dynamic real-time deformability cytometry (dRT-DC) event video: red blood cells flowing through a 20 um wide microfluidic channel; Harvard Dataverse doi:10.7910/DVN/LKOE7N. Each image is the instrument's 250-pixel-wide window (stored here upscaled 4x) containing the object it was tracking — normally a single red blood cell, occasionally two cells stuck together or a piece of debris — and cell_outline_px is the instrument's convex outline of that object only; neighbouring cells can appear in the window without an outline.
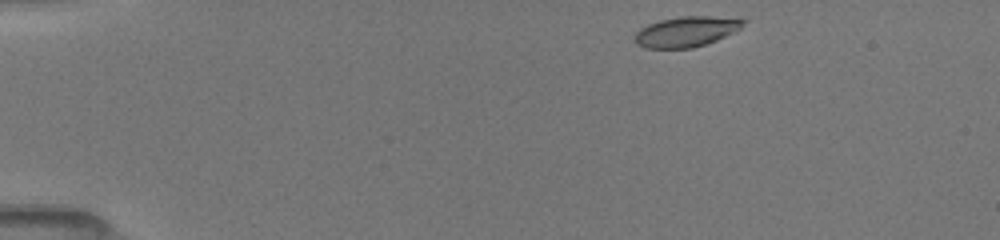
{"species": "common noctule bat (a hibernating species)", "species_latin": "Nyctalus noctula", "temperature_condition": "room temperature", "stored_images_in_passage": 44, "camera_frame_rate_fps": 3000, "um_per_image_px": 0.085, "animal": {"sex": "female", "body_mass_g": 19.5, "forearm_length_mm": 54.1}, "frame": {"image": 1, "passage_image": 1, "time_ms": 0.0, "image_size_px": [1000, 240], "cell_outline_px": [[748, 20], [740, 28], [716, 40], [692, 48], [644, 48], [636, 44], [632, 36], [640, 28], [648, 24], [660, 20], [680, 16], [744, 16]], "centroid_in_image_um": [58.37, 2.66], "position_along_channel_um": 26.6, "area_um2": 19.59}}
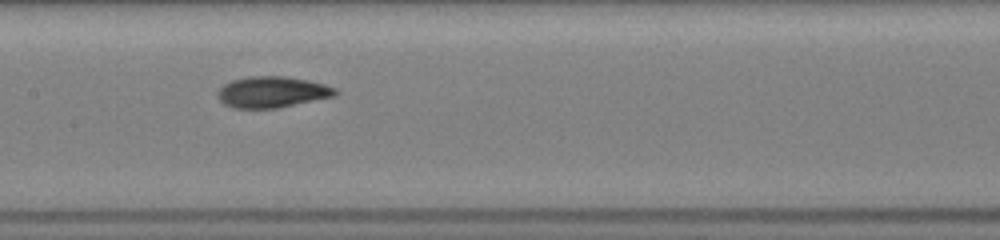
{"frame": {"image": 2, "passage_image": 19, "time_ms": 6.0, "image_size_px": [1000, 240], "cell_outline_px": [[340, 92], [336, 96], [280, 108], [232, 108], [224, 104], [216, 96], [216, 92], [224, 84], [232, 80], [248, 76], [288, 76], [308, 80], [324, 84], [336, 88]], "centroid_in_image_um": [23.15, 7.82], "position_along_channel_um": 184.3, "area_um2": 21.73}}
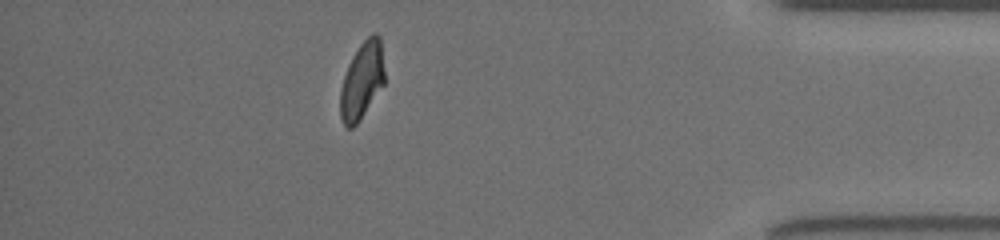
{"frame": {"image": 3, "passage_image": 38, "time_ms": 12.333, "image_size_px": [1000, 240], "cell_outline_px": [[384, 84], [360, 120], [352, 128], [348, 128], [344, 124], [340, 116], [340, 92], [344, 76], [348, 64], [352, 56], [360, 44], [372, 32], [376, 32], [380, 36], [384, 72]], "centroid_in_image_um": [30.76, 6.83], "position_along_channel_um": 404.4, "area_um2": 19.83}, "authors_computed_cell_mechanics": {"area_um2": 20.3167, "velocity_mm_per_s": 4.0461, "shape_relaxation_time_tau1_ms": 3.2255, "shape_relaxation_time_tau2_ms": 1.6468, "deformation_change_tau1": 0.1442, "deformation_change_tau2": 0.0699}}